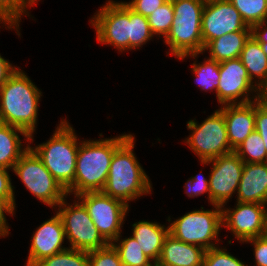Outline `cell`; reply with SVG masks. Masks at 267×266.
Instances as JSON below:
<instances>
[{
  "instance_id": "1",
  "label": "cell",
  "mask_w": 267,
  "mask_h": 266,
  "mask_svg": "<svg viewBox=\"0 0 267 266\" xmlns=\"http://www.w3.org/2000/svg\"><path fill=\"white\" fill-rule=\"evenodd\" d=\"M42 92L18 69L0 87V122L24 130L34 141Z\"/></svg>"
},
{
  "instance_id": "2",
  "label": "cell",
  "mask_w": 267,
  "mask_h": 266,
  "mask_svg": "<svg viewBox=\"0 0 267 266\" xmlns=\"http://www.w3.org/2000/svg\"><path fill=\"white\" fill-rule=\"evenodd\" d=\"M130 135L122 134L114 138L80 142L74 183L67 190V194H74L76 197L86 192H101L105 186L115 150Z\"/></svg>"
},
{
  "instance_id": "3",
  "label": "cell",
  "mask_w": 267,
  "mask_h": 266,
  "mask_svg": "<svg viewBox=\"0 0 267 266\" xmlns=\"http://www.w3.org/2000/svg\"><path fill=\"white\" fill-rule=\"evenodd\" d=\"M132 134L115 150L102 193L129 205L130 201L152 192L149 176L134 154Z\"/></svg>"
},
{
  "instance_id": "4",
  "label": "cell",
  "mask_w": 267,
  "mask_h": 266,
  "mask_svg": "<svg viewBox=\"0 0 267 266\" xmlns=\"http://www.w3.org/2000/svg\"><path fill=\"white\" fill-rule=\"evenodd\" d=\"M60 121L47 142L34 147L29 145V147L40 158L56 181L67 191L74 183L80 141L77 139L75 129L67 122L68 120Z\"/></svg>"
},
{
  "instance_id": "5",
  "label": "cell",
  "mask_w": 267,
  "mask_h": 266,
  "mask_svg": "<svg viewBox=\"0 0 267 266\" xmlns=\"http://www.w3.org/2000/svg\"><path fill=\"white\" fill-rule=\"evenodd\" d=\"M172 5L174 18L164 43L179 60L187 57L197 60L204 50L201 26L205 3L201 0H178Z\"/></svg>"
},
{
  "instance_id": "6",
  "label": "cell",
  "mask_w": 267,
  "mask_h": 266,
  "mask_svg": "<svg viewBox=\"0 0 267 266\" xmlns=\"http://www.w3.org/2000/svg\"><path fill=\"white\" fill-rule=\"evenodd\" d=\"M213 210H193L172 221L168 216L169 234L187 244L203 247L205 250L217 247L222 223V206L212 205ZM215 241L213 243V241ZM216 244V245H215Z\"/></svg>"
},
{
  "instance_id": "7",
  "label": "cell",
  "mask_w": 267,
  "mask_h": 266,
  "mask_svg": "<svg viewBox=\"0 0 267 266\" xmlns=\"http://www.w3.org/2000/svg\"><path fill=\"white\" fill-rule=\"evenodd\" d=\"M12 171L30 193L49 207L55 208L68 196L67 191L56 181L30 147L21 155Z\"/></svg>"
},
{
  "instance_id": "8",
  "label": "cell",
  "mask_w": 267,
  "mask_h": 266,
  "mask_svg": "<svg viewBox=\"0 0 267 266\" xmlns=\"http://www.w3.org/2000/svg\"><path fill=\"white\" fill-rule=\"evenodd\" d=\"M187 129L192 130L184 142L201 162H206L233 152L227 137V128L223 113L218 109L201 124L188 120Z\"/></svg>"
},
{
  "instance_id": "9",
  "label": "cell",
  "mask_w": 267,
  "mask_h": 266,
  "mask_svg": "<svg viewBox=\"0 0 267 266\" xmlns=\"http://www.w3.org/2000/svg\"><path fill=\"white\" fill-rule=\"evenodd\" d=\"M65 200L57 206V213L62 219L69 248L91 251L107 246L109 243L95 227L84 204L79 199L73 204Z\"/></svg>"
},
{
  "instance_id": "10",
  "label": "cell",
  "mask_w": 267,
  "mask_h": 266,
  "mask_svg": "<svg viewBox=\"0 0 267 266\" xmlns=\"http://www.w3.org/2000/svg\"><path fill=\"white\" fill-rule=\"evenodd\" d=\"M87 208L101 236L112 243L122 233L129 205L102 192H86L76 196Z\"/></svg>"
},
{
  "instance_id": "11",
  "label": "cell",
  "mask_w": 267,
  "mask_h": 266,
  "mask_svg": "<svg viewBox=\"0 0 267 266\" xmlns=\"http://www.w3.org/2000/svg\"><path fill=\"white\" fill-rule=\"evenodd\" d=\"M90 20L97 41L112 45L119 52L130 50L129 7L124 2L108 0Z\"/></svg>"
},
{
  "instance_id": "12",
  "label": "cell",
  "mask_w": 267,
  "mask_h": 266,
  "mask_svg": "<svg viewBox=\"0 0 267 266\" xmlns=\"http://www.w3.org/2000/svg\"><path fill=\"white\" fill-rule=\"evenodd\" d=\"M219 72L220 79L216 91L219 105L244 104L262 97L263 91L250 79L239 58L219 63ZM252 92L255 93L253 97Z\"/></svg>"
},
{
  "instance_id": "13",
  "label": "cell",
  "mask_w": 267,
  "mask_h": 266,
  "mask_svg": "<svg viewBox=\"0 0 267 266\" xmlns=\"http://www.w3.org/2000/svg\"><path fill=\"white\" fill-rule=\"evenodd\" d=\"M201 163L204 166L212 163L209 175L210 204L224 207L232 194L238 190L244 162L233 151Z\"/></svg>"
},
{
  "instance_id": "14",
  "label": "cell",
  "mask_w": 267,
  "mask_h": 266,
  "mask_svg": "<svg viewBox=\"0 0 267 266\" xmlns=\"http://www.w3.org/2000/svg\"><path fill=\"white\" fill-rule=\"evenodd\" d=\"M267 205L237 202L235 208L222 207L223 227L241 243L265 235Z\"/></svg>"
},
{
  "instance_id": "15",
  "label": "cell",
  "mask_w": 267,
  "mask_h": 266,
  "mask_svg": "<svg viewBox=\"0 0 267 266\" xmlns=\"http://www.w3.org/2000/svg\"><path fill=\"white\" fill-rule=\"evenodd\" d=\"M241 30H251V27L246 25L229 0L205 3L201 26L204 47L215 38Z\"/></svg>"
},
{
  "instance_id": "16",
  "label": "cell",
  "mask_w": 267,
  "mask_h": 266,
  "mask_svg": "<svg viewBox=\"0 0 267 266\" xmlns=\"http://www.w3.org/2000/svg\"><path fill=\"white\" fill-rule=\"evenodd\" d=\"M25 266H35L42 259L50 257L69 247H63L66 238L61 217L55 215L44 221L33 233Z\"/></svg>"
},
{
  "instance_id": "17",
  "label": "cell",
  "mask_w": 267,
  "mask_h": 266,
  "mask_svg": "<svg viewBox=\"0 0 267 266\" xmlns=\"http://www.w3.org/2000/svg\"><path fill=\"white\" fill-rule=\"evenodd\" d=\"M219 110L224 115L228 141L234 151L255 131L256 100L244 104L222 105Z\"/></svg>"
},
{
  "instance_id": "18",
  "label": "cell",
  "mask_w": 267,
  "mask_h": 266,
  "mask_svg": "<svg viewBox=\"0 0 267 266\" xmlns=\"http://www.w3.org/2000/svg\"><path fill=\"white\" fill-rule=\"evenodd\" d=\"M237 202L267 205V162L244 163Z\"/></svg>"
},
{
  "instance_id": "19",
  "label": "cell",
  "mask_w": 267,
  "mask_h": 266,
  "mask_svg": "<svg viewBox=\"0 0 267 266\" xmlns=\"http://www.w3.org/2000/svg\"><path fill=\"white\" fill-rule=\"evenodd\" d=\"M205 252L203 247L187 244L168 234L156 266H203Z\"/></svg>"
},
{
  "instance_id": "20",
  "label": "cell",
  "mask_w": 267,
  "mask_h": 266,
  "mask_svg": "<svg viewBox=\"0 0 267 266\" xmlns=\"http://www.w3.org/2000/svg\"><path fill=\"white\" fill-rule=\"evenodd\" d=\"M132 237L139 243L144 254L155 264L158 262L169 226L157 222L139 221L131 225ZM165 226V227H164Z\"/></svg>"
},
{
  "instance_id": "21",
  "label": "cell",
  "mask_w": 267,
  "mask_h": 266,
  "mask_svg": "<svg viewBox=\"0 0 267 266\" xmlns=\"http://www.w3.org/2000/svg\"><path fill=\"white\" fill-rule=\"evenodd\" d=\"M29 143L30 136L22 129L0 122V167L12 170L30 144L23 148L20 135Z\"/></svg>"
},
{
  "instance_id": "22",
  "label": "cell",
  "mask_w": 267,
  "mask_h": 266,
  "mask_svg": "<svg viewBox=\"0 0 267 266\" xmlns=\"http://www.w3.org/2000/svg\"><path fill=\"white\" fill-rule=\"evenodd\" d=\"M251 36V30H241L233 33L224 34L221 37L211 40L203 50H209V59L218 63L237 59L245 46L246 41Z\"/></svg>"
},
{
  "instance_id": "23",
  "label": "cell",
  "mask_w": 267,
  "mask_h": 266,
  "mask_svg": "<svg viewBox=\"0 0 267 266\" xmlns=\"http://www.w3.org/2000/svg\"><path fill=\"white\" fill-rule=\"evenodd\" d=\"M239 59L252 81L264 91L267 88V55L261 44L252 36L246 41ZM257 77V79H255Z\"/></svg>"
},
{
  "instance_id": "24",
  "label": "cell",
  "mask_w": 267,
  "mask_h": 266,
  "mask_svg": "<svg viewBox=\"0 0 267 266\" xmlns=\"http://www.w3.org/2000/svg\"><path fill=\"white\" fill-rule=\"evenodd\" d=\"M120 235L111 244L118 251L122 266H156L132 236L122 239Z\"/></svg>"
},
{
  "instance_id": "25",
  "label": "cell",
  "mask_w": 267,
  "mask_h": 266,
  "mask_svg": "<svg viewBox=\"0 0 267 266\" xmlns=\"http://www.w3.org/2000/svg\"><path fill=\"white\" fill-rule=\"evenodd\" d=\"M36 0H0V24L7 25L5 29H15L20 36L19 25L22 15H29L28 7L35 5Z\"/></svg>"
},
{
  "instance_id": "26",
  "label": "cell",
  "mask_w": 267,
  "mask_h": 266,
  "mask_svg": "<svg viewBox=\"0 0 267 266\" xmlns=\"http://www.w3.org/2000/svg\"><path fill=\"white\" fill-rule=\"evenodd\" d=\"M234 152L244 163L267 162V151L261 135L253 131Z\"/></svg>"
},
{
  "instance_id": "27",
  "label": "cell",
  "mask_w": 267,
  "mask_h": 266,
  "mask_svg": "<svg viewBox=\"0 0 267 266\" xmlns=\"http://www.w3.org/2000/svg\"><path fill=\"white\" fill-rule=\"evenodd\" d=\"M192 72L195 76V82L199 84V87L203 91H217L220 72H219V63L215 60L206 58L203 62L193 63Z\"/></svg>"
},
{
  "instance_id": "28",
  "label": "cell",
  "mask_w": 267,
  "mask_h": 266,
  "mask_svg": "<svg viewBox=\"0 0 267 266\" xmlns=\"http://www.w3.org/2000/svg\"><path fill=\"white\" fill-rule=\"evenodd\" d=\"M239 11L247 26L252 27L267 20V0H229Z\"/></svg>"
},
{
  "instance_id": "29",
  "label": "cell",
  "mask_w": 267,
  "mask_h": 266,
  "mask_svg": "<svg viewBox=\"0 0 267 266\" xmlns=\"http://www.w3.org/2000/svg\"><path fill=\"white\" fill-rule=\"evenodd\" d=\"M130 50H138L154 37L148 18L129 8Z\"/></svg>"
},
{
  "instance_id": "30",
  "label": "cell",
  "mask_w": 267,
  "mask_h": 266,
  "mask_svg": "<svg viewBox=\"0 0 267 266\" xmlns=\"http://www.w3.org/2000/svg\"><path fill=\"white\" fill-rule=\"evenodd\" d=\"M88 251L67 248L57 254L42 259L35 266H88Z\"/></svg>"
},
{
  "instance_id": "31",
  "label": "cell",
  "mask_w": 267,
  "mask_h": 266,
  "mask_svg": "<svg viewBox=\"0 0 267 266\" xmlns=\"http://www.w3.org/2000/svg\"><path fill=\"white\" fill-rule=\"evenodd\" d=\"M173 18L174 11L172 3L166 2L161 7L157 8L156 11L148 17V23L154 36L157 35L159 38L160 36H164L163 38H165L170 32Z\"/></svg>"
},
{
  "instance_id": "32",
  "label": "cell",
  "mask_w": 267,
  "mask_h": 266,
  "mask_svg": "<svg viewBox=\"0 0 267 266\" xmlns=\"http://www.w3.org/2000/svg\"><path fill=\"white\" fill-rule=\"evenodd\" d=\"M88 266H122L118 251L109 243L107 246L88 251Z\"/></svg>"
},
{
  "instance_id": "33",
  "label": "cell",
  "mask_w": 267,
  "mask_h": 266,
  "mask_svg": "<svg viewBox=\"0 0 267 266\" xmlns=\"http://www.w3.org/2000/svg\"><path fill=\"white\" fill-rule=\"evenodd\" d=\"M203 266H248L226 251V248L213 247L206 250Z\"/></svg>"
},
{
  "instance_id": "34",
  "label": "cell",
  "mask_w": 267,
  "mask_h": 266,
  "mask_svg": "<svg viewBox=\"0 0 267 266\" xmlns=\"http://www.w3.org/2000/svg\"><path fill=\"white\" fill-rule=\"evenodd\" d=\"M185 193L188 197H197L204 193H208V201L210 202V184L209 179L205 178L203 174H197L196 176H191L185 184Z\"/></svg>"
},
{
  "instance_id": "35",
  "label": "cell",
  "mask_w": 267,
  "mask_h": 266,
  "mask_svg": "<svg viewBox=\"0 0 267 266\" xmlns=\"http://www.w3.org/2000/svg\"><path fill=\"white\" fill-rule=\"evenodd\" d=\"M255 122V130L261 135L267 151V99L263 97L256 100Z\"/></svg>"
},
{
  "instance_id": "36",
  "label": "cell",
  "mask_w": 267,
  "mask_h": 266,
  "mask_svg": "<svg viewBox=\"0 0 267 266\" xmlns=\"http://www.w3.org/2000/svg\"><path fill=\"white\" fill-rule=\"evenodd\" d=\"M134 12L149 17L157 8L166 3L165 0H131L124 2Z\"/></svg>"
},
{
  "instance_id": "37",
  "label": "cell",
  "mask_w": 267,
  "mask_h": 266,
  "mask_svg": "<svg viewBox=\"0 0 267 266\" xmlns=\"http://www.w3.org/2000/svg\"><path fill=\"white\" fill-rule=\"evenodd\" d=\"M8 169L0 167V197L7 200L14 208L16 207L14 186Z\"/></svg>"
},
{
  "instance_id": "38",
  "label": "cell",
  "mask_w": 267,
  "mask_h": 266,
  "mask_svg": "<svg viewBox=\"0 0 267 266\" xmlns=\"http://www.w3.org/2000/svg\"><path fill=\"white\" fill-rule=\"evenodd\" d=\"M251 243L254 248L256 266H267V235L255 237L245 241Z\"/></svg>"
},
{
  "instance_id": "39",
  "label": "cell",
  "mask_w": 267,
  "mask_h": 266,
  "mask_svg": "<svg viewBox=\"0 0 267 266\" xmlns=\"http://www.w3.org/2000/svg\"><path fill=\"white\" fill-rule=\"evenodd\" d=\"M15 210L16 209L7 200L0 197V237H6L9 235L10 228L5 215L8 213L14 216Z\"/></svg>"
},
{
  "instance_id": "40",
  "label": "cell",
  "mask_w": 267,
  "mask_h": 266,
  "mask_svg": "<svg viewBox=\"0 0 267 266\" xmlns=\"http://www.w3.org/2000/svg\"><path fill=\"white\" fill-rule=\"evenodd\" d=\"M18 69L13 66L9 60L0 55V87L10 78V76Z\"/></svg>"
},
{
  "instance_id": "41",
  "label": "cell",
  "mask_w": 267,
  "mask_h": 266,
  "mask_svg": "<svg viewBox=\"0 0 267 266\" xmlns=\"http://www.w3.org/2000/svg\"><path fill=\"white\" fill-rule=\"evenodd\" d=\"M251 36L259 43H267V20L252 26Z\"/></svg>"
},
{
  "instance_id": "42",
  "label": "cell",
  "mask_w": 267,
  "mask_h": 266,
  "mask_svg": "<svg viewBox=\"0 0 267 266\" xmlns=\"http://www.w3.org/2000/svg\"><path fill=\"white\" fill-rule=\"evenodd\" d=\"M263 49V52L267 55V43H260Z\"/></svg>"
},
{
  "instance_id": "43",
  "label": "cell",
  "mask_w": 267,
  "mask_h": 266,
  "mask_svg": "<svg viewBox=\"0 0 267 266\" xmlns=\"http://www.w3.org/2000/svg\"><path fill=\"white\" fill-rule=\"evenodd\" d=\"M262 97L267 99V88L263 91Z\"/></svg>"
},
{
  "instance_id": "44",
  "label": "cell",
  "mask_w": 267,
  "mask_h": 266,
  "mask_svg": "<svg viewBox=\"0 0 267 266\" xmlns=\"http://www.w3.org/2000/svg\"><path fill=\"white\" fill-rule=\"evenodd\" d=\"M165 1L168 2V3H174V2H176L178 0H165Z\"/></svg>"
},
{
  "instance_id": "45",
  "label": "cell",
  "mask_w": 267,
  "mask_h": 266,
  "mask_svg": "<svg viewBox=\"0 0 267 266\" xmlns=\"http://www.w3.org/2000/svg\"><path fill=\"white\" fill-rule=\"evenodd\" d=\"M265 235H267V213H266V228H265Z\"/></svg>"
},
{
  "instance_id": "46",
  "label": "cell",
  "mask_w": 267,
  "mask_h": 266,
  "mask_svg": "<svg viewBox=\"0 0 267 266\" xmlns=\"http://www.w3.org/2000/svg\"><path fill=\"white\" fill-rule=\"evenodd\" d=\"M201 1L204 3H207V2H212V1H216V0H201Z\"/></svg>"
}]
</instances>
